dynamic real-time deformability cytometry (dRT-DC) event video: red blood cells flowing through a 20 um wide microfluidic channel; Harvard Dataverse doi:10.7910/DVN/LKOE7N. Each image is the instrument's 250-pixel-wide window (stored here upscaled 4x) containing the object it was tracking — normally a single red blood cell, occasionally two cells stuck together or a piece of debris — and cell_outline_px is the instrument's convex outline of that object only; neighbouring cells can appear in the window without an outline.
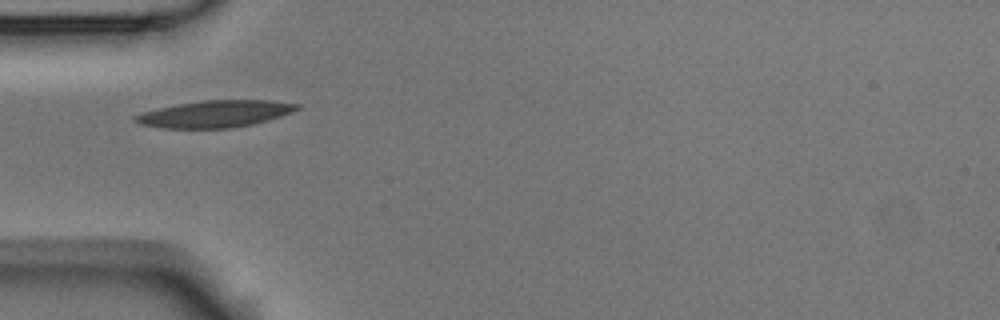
{"species": "Egyptian fruit bat (a non-hibernating species)", "species_latin": "Rousettus aegyptiacus", "temperature_condition": "room temperature", "stored_images_in_passage": 4, "camera_frame_rate_fps": 3000, "um_per_image_px": 0.085, "animal": {"sex": "male"}, "frame": {"image": 1, "passage_image": 4, "time_ms": 4.0, "image_size_px": [1000, 320], "cell_outline_px": [[300, 108], [292, 112], [268, 120], [252, 124], [232, 128], [164, 128], [140, 124], [132, 120], [132, 116], [140, 112], [180, 104], [204, 100], [272, 100], [300, 104]], "centroid_in_image_um": [18.27, 9.68], "position_along_channel_um": 66.7, "area_um2": 25.32}}